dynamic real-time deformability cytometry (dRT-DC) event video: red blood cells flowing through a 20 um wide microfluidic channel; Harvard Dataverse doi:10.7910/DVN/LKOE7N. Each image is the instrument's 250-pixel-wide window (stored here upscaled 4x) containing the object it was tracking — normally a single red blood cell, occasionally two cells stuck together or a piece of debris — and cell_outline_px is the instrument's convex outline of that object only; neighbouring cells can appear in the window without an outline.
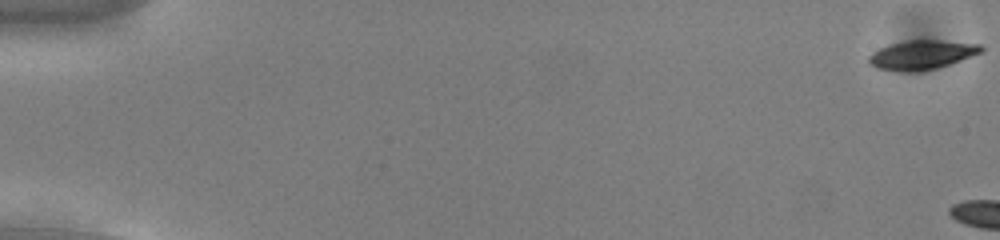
{"species": "common noctule bat (a hibernating species)", "species_latin": "Nyctalus noctula", "temperature_condition": "cold", "stored_images_in_passage": 5, "camera_frame_rate_fps": 3000, "um_per_image_px": 0.085, "animal": {"sex": "male", "body_mass_g": 13.0, "forearm_length_mm": 53.1}, "frame": {"image": 1, "passage_image": 1, "time_ms": 0.0, "image_size_px": [1000, 240], "cell_outline_px": [[984, 52], [936, 68], [916, 72], [900, 72], [876, 68], [868, 64], [868, 56], [872, 52], [880, 48], [892, 44], [912, 40], [940, 40], [980, 44], [984, 48]], "centroid_in_image_um": [78.34, 4.67], "position_along_channel_um": 6.7, "area_um2": 19.13}}